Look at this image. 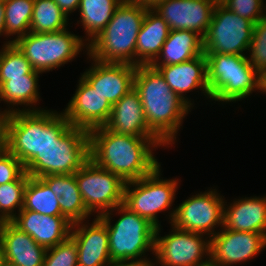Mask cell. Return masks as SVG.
Returning <instances> with one entry per match:
<instances>
[{
  "mask_svg": "<svg viewBox=\"0 0 266 266\" xmlns=\"http://www.w3.org/2000/svg\"><path fill=\"white\" fill-rule=\"evenodd\" d=\"M69 17L54 0H35L30 31L33 33H53L66 29Z\"/></svg>",
  "mask_w": 266,
  "mask_h": 266,
  "instance_id": "obj_31",
  "label": "cell"
},
{
  "mask_svg": "<svg viewBox=\"0 0 266 266\" xmlns=\"http://www.w3.org/2000/svg\"><path fill=\"white\" fill-rule=\"evenodd\" d=\"M220 2L230 11L252 21L254 24L266 16L264 0H222Z\"/></svg>",
  "mask_w": 266,
  "mask_h": 266,
  "instance_id": "obj_36",
  "label": "cell"
},
{
  "mask_svg": "<svg viewBox=\"0 0 266 266\" xmlns=\"http://www.w3.org/2000/svg\"><path fill=\"white\" fill-rule=\"evenodd\" d=\"M164 77L166 84L192 109L194 100L187 97L186 93L200 90L210 101L209 85L207 81V61L205 54H201L189 61L156 68ZM190 98V99H189ZM193 100V101H192ZM193 102V103H192Z\"/></svg>",
  "mask_w": 266,
  "mask_h": 266,
  "instance_id": "obj_18",
  "label": "cell"
},
{
  "mask_svg": "<svg viewBox=\"0 0 266 266\" xmlns=\"http://www.w3.org/2000/svg\"><path fill=\"white\" fill-rule=\"evenodd\" d=\"M42 266H78L75 240L69 236L63 242L47 249Z\"/></svg>",
  "mask_w": 266,
  "mask_h": 266,
  "instance_id": "obj_35",
  "label": "cell"
},
{
  "mask_svg": "<svg viewBox=\"0 0 266 266\" xmlns=\"http://www.w3.org/2000/svg\"><path fill=\"white\" fill-rule=\"evenodd\" d=\"M216 3V0H161L152 9L170 30H192L204 37Z\"/></svg>",
  "mask_w": 266,
  "mask_h": 266,
  "instance_id": "obj_15",
  "label": "cell"
},
{
  "mask_svg": "<svg viewBox=\"0 0 266 266\" xmlns=\"http://www.w3.org/2000/svg\"><path fill=\"white\" fill-rule=\"evenodd\" d=\"M24 172V165L3 145L0 146V185L16 181Z\"/></svg>",
  "mask_w": 266,
  "mask_h": 266,
  "instance_id": "obj_37",
  "label": "cell"
},
{
  "mask_svg": "<svg viewBox=\"0 0 266 266\" xmlns=\"http://www.w3.org/2000/svg\"><path fill=\"white\" fill-rule=\"evenodd\" d=\"M204 54L203 37L192 30H170L153 68L189 61Z\"/></svg>",
  "mask_w": 266,
  "mask_h": 266,
  "instance_id": "obj_27",
  "label": "cell"
},
{
  "mask_svg": "<svg viewBox=\"0 0 266 266\" xmlns=\"http://www.w3.org/2000/svg\"><path fill=\"white\" fill-rule=\"evenodd\" d=\"M149 7L123 0L101 33L88 44V54L104 63L135 65L136 40Z\"/></svg>",
  "mask_w": 266,
  "mask_h": 266,
  "instance_id": "obj_4",
  "label": "cell"
},
{
  "mask_svg": "<svg viewBox=\"0 0 266 266\" xmlns=\"http://www.w3.org/2000/svg\"><path fill=\"white\" fill-rule=\"evenodd\" d=\"M104 126L117 134L157 137L149 129L139 94L134 88L112 106L110 118Z\"/></svg>",
  "mask_w": 266,
  "mask_h": 266,
  "instance_id": "obj_23",
  "label": "cell"
},
{
  "mask_svg": "<svg viewBox=\"0 0 266 266\" xmlns=\"http://www.w3.org/2000/svg\"><path fill=\"white\" fill-rule=\"evenodd\" d=\"M224 203L223 227L239 232L261 233L266 236V195L234 199Z\"/></svg>",
  "mask_w": 266,
  "mask_h": 266,
  "instance_id": "obj_22",
  "label": "cell"
},
{
  "mask_svg": "<svg viewBox=\"0 0 266 266\" xmlns=\"http://www.w3.org/2000/svg\"><path fill=\"white\" fill-rule=\"evenodd\" d=\"M160 167L161 165L148 176L126 182L123 202L132 212L147 219L156 228L162 227L158 213L167 210H170L167 218L172 223L176 210L173 203L180 184L178 178L163 179Z\"/></svg>",
  "mask_w": 266,
  "mask_h": 266,
  "instance_id": "obj_9",
  "label": "cell"
},
{
  "mask_svg": "<svg viewBox=\"0 0 266 266\" xmlns=\"http://www.w3.org/2000/svg\"><path fill=\"white\" fill-rule=\"evenodd\" d=\"M70 236L75 240L78 266H110L109 240L106 225L98 218L72 224Z\"/></svg>",
  "mask_w": 266,
  "mask_h": 266,
  "instance_id": "obj_19",
  "label": "cell"
},
{
  "mask_svg": "<svg viewBox=\"0 0 266 266\" xmlns=\"http://www.w3.org/2000/svg\"><path fill=\"white\" fill-rule=\"evenodd\" d=\"M3 118L4 114L0 111V146H2Z\"/></svg>",
  "mask_w": 266,
  "mask_h": 266,
  "instance_id": "obj_43",
  "label": "cell"
},
{
  "mask_svg": "<svg viewBox=\"0 0 266 266\" xmlns=\"http://www.w3.org/2000/svg\"><path fill=\"white\" fill-rule=\"evenodd\" d=\"M35 0H7L4 5L5 12V37L8 45L16 42L20 37L30 32V24L33 16ZM15 35V38H13ZM12 38H11V37ZM12 39V40H10Z\"/></svg>",
  "mask_w": 266,
  "mask_h": 266,
  "instance_id": "obj_30",
  "label": "cell"
},
{
  "mask_svg": "<svg viewBox=\"0 0 266 266\" xmlns=\"http://www.w3.org/2000/svg\"><path fill=\"white\" fill-rule=\"evenodd\" d=\"M129 1L152 8L157 2L161 0H129Z\"/></svg>",
  "mask_w": 266,
  "mask_h": 266,
  "instance_id": "obj_42",
  "label": "cell"
},
{
  "mask_svg": "<svg viewBox=\"0 0 266 266\" xmlns=\"http://www.w3.org/2000/svg\"><path fill=\"white\" fill-rule=\"evenodd\" d=\"M62 112L17 111L3 118L2 145L24 166L70 126Z\"/></svg>",
  "mask_w": 266,
  "mask_h": 266,
  "instance_id": "obj_3",
  "label": "cell"
},
{
  "mask_svg": "<svg viewBox=\"0 0 266 266\" xmlns=\"http://www.w3.org/2000/svg\"><path fill=\"white\" fill-rule=\"evenodd\" d=\"M123 0H81L78 9V25L85 32L84 41L89 44L111 20L115 10Z\"/></svg>",
  "mask_w": 266,
  "mask_h": 266,
  "instance_id": "obj_28",
  "label": "cell"
},
{
  "mask_svg": "<svg viewBox=\"0 0 266 266\" xmlns=\"http://www.w3.org/2000/svg\"><path fill=\"white\" fill-rule=\"evenodd\" d=\"M207 61V81L212 101L235 103L258 91L259 72L247 56L204 53Z\"/></svg>",
  "mask_w": 266,
  "mask_h": 266,
  "instance_id": "obj_6",
  "label": "cell"
},
{
  "mask_svg": "<svg viewBox=\"0 0 266 266\" xmlns=\"http://www.w3.org/2000/svg\"><path fill=\"white\" fill-rule=\"evenodd\" d=\"M163 146L158 137L117 134L105 126L89 130L90 159L125 182L148 176L161 165L153 151Z\"/></svg>",
  "mask_w": 266,
  "mask_h": 266,
  "instance_id": "obj_1",
  "label": "cell"
},
{
  "mask_svg": "<svg viewBox=\"0 0 266 266\" xmlns=\"http://www.w3.org/2000/svg\"><path fill=\"white\" fill-rule=\"evenodd\" d=\"M7 0H0V4L3 5Z\"/></svg>",
  "mask_w": 266,
  "mask_h": 266,
  "instance_id": "obj_46",
  "label": "cell"
},
{
  "mask_svg": "<svg viewBox=\"0 0 266 266\" xmlns=\"http://www.w3.org/2000/svg\"><path fill=\"white\" fill-rule=\"evenodd\" d=\"M253 27L252 21L240 17L221 2H217L206 35L203 37L204 53L246 56Z\"/></svg>",
  "mask_w": 266,
  "mask_h": 266,
  "instance_id": "obj_12",
  "label": "cell"
},
{
  "mask_svg": "<svg viewBox=\"0 0 266 266\" xmlns=\"http://www.w3.org/2000/svg\"><path fill=\"white\" fill-rule=\"evenodd\" d=\"M246 55H248V61L258 72L266 70V16L254 24Z\"/></svg>",
  "mask_w": 266,
  "mask_h": 266,
  "instance_id": "obj_34",
  "label": "cell"
},
{
  "mask_svg": "<svg viewBox=\"0 0 266 266\" xmlns=\"http://www.w3.org/2000/svg\"><path fill=\"white\" fill-rule=\"evenodd\" d=\"M21 210H30L43 215L62 216L59 198L38 177H28Z\"/></svg>",
  "mask_w": 266,
  "mask_h": 266,
  "instance_id": "obj_29",
  "label": "cell"
},
{
  "mask_svg": "<svg viewBox=\"0 0 266 266\" xmlns=\"http://www.w3.org/2000/svg\"><path fill=\"white\" fill-rule=\"evenodd\" d=\"M170 28L152 8L146 10L136 40L135 66L151 65L159 56Z\"/></svg>",
  "mask_w": 266,
  "mask_h": 266,
  "instance_id": "obj_25",
  "label": "cell"
},
{
  "mask_svg": "<svg viewBox=\"0 0 266 266\" xmlns=\"http://www.w3.org/2000/svg\"><path fill=\"white\" fill-rule=\"evenodd\" d=\"M171 227L162 237L161 227L156 228L153 257L156 266H202L210 262L208 236Z\"/></svg>",
  "mask_w": 266,
  "mask_h": 266,
  "instance_id": "obj_10",
  "label": "cell"
},
{
  "mask_svg": "<svg viewBox=\"0 0 266 266\" xmlns=\"http://www.w3.org/2000/svg\"><path fill=\"white\" fill-rule=\"evenodd\" d=\"M111 215L120 217L114 223ZM98 218L107 227L112 262L147 260L150 259L146 256L147 252L154 255L156 227L147 219L132 212L124 204Z\"/></svg>",
  "mask_w": 266,
  "mask_h": 266,
  "instance_id": "obj_5",
  "label": "cell"
},
{
  "mask_svg": "<svg viewBox=\"0 0 266 266\" xmlns=\"http://www.w3.org/2000/svg\"><path fill=\"white\" fill-rule=\"evenodd\" d=\"M42 73L34 70L31 74L24 75V77H9L0 86V103L4 102L6 108L0 111L4 114H10L17 111H42L44 108L37 107L41 96L39 92V77ZM22 106L23 108H16ZM3 110V111H2Z\"/></svg>",
  "mask_w": 266,
  "mask_h": 266,
  "instance_id": "obj_24",
  "label": "cell"
},
{
  "mask_svg": "<svg viewBox=\"0 0 266 266\" xmlns=\"http://www.w3.org/2000/svg\"><path fill=\"white\" fill-rule=\"evenodd\" d=\"M134 89L139 94L149 129L168 148L173 147L192 108L171 90L164 77L151 65L137 66Z\"/></svg>",
  "mask_w": 266,
  "mask_h": 266,
  "instance_id": "obj_2",
  "label": "cell"
},
{
  "mask_svg": "<svg viewBox=\"0 0 266 266\" xmlns=\"http://www.w3.org/2000/svg\"><path fill=\"white\" fill-rule=\"evenodd\" d=\"M28 177L25 171L16 181L0 185V222L11 221L23 208Z\"/></svg>",
  "mask_w": 266,
  "mask_h": 266,
  "instance_id": "obj_32",
  "label": "cell"
},
{
  "mask_svg": "<svg viewBox=\"0 0 266 266\" xmlns=\"http://www.w3.org/2000/svg\"><path fill=\"white\" fill-rule=\"evenodd\" d=\"M257 92H260L261 94L262 93L266 94V70L260 71L258 74V91Z\"/></svg>",
  "mask_w": 266,
  "mask_h": 266,
  "instance_id": "obj_40",
  "label": "cell"
},
{
  "mask_svg": "<svg viewBox=\"0 0 266 266\" xmlns=\"http://www.w3.org/2000/svg\"><path fill=\"white\" fill-rule=\"evenodd\" d=\"M1 266H10V265H7V264L3 263Z\"/></svg>",
  "mask_w": 266,
  "mask_h": 266,
  "instance_id": "obj_47",
  "label": "cell"
},
{
  "mask_svg": "<svg viewBox=\"0 0 266 266\" xmlns=\"http://www.w3.org/2000/svg\"><path fill=\"white\" fill-rule=\"evenodd\" d=\"M3 263L10 266H42L47 249L11 221L0 222Z\"/></svg>",
  "mask_w": 266,
  "mask_h": 266,
  "instance_id": "obj_20",
  "label": "cell"
},
{
  "mask_svg": "<svg viewBox=\"0 0 266 266\" xmlns=\"http://www.w3.org/2000/svg\"><path fill=\"white\" fill-rule=\"evenodd\" d=\"M66 106L62 113L70 124L88 131L104 126L112 110V105L106 98L94 90L82 76L79 77L75 94Z\"/></svg>",
  "mask_w": 266,
  "mask_h": 266,
  "instance_id": "obj_16",
  "label": "cell"
},
{
  "mask_svg": "<svg viewBox=\"0 0 266 266\" xmlns=\"http://www.w3.org/2000/svg\"><path fill=\"white\" fill-rule=\"evenodd\" d=\"M34 71L31 63L14 43L0 49V86L9 77H24Z\"/></svg>",
  "mask_w": 266,
  "mask_h": 266,
  "instance_id": "obj_33",
  "label": "cell"
},
{
  "mask_svg": "<svg viewBox=\"0 0 266 266\" xmlns=\"http://www.w3.org/2000/svg\"><path fill=\"white\" fill-rule=\"evenodd\" d=\"M62 11L69 17L79 9L81 0H54Z\"/></svg>",
  "mask_w": 266,
  "mask_h": 266,
  "instance_id": "obj_38",
  "label": "cell"
},
{
  "mask_svg": "<svg viewBox=\"0 0 266 266\" xmlns=\"http://www.w3.org/2000/svg\"><path fill=\"white\" fill-rule=\"evenodd\" d=\"M3 264V257H2V249H1V242H0V266Z\"/></svg>",
  "mask_w": 266,
  "mask_h": 266,
  "instance_id": "obj_44",
  "label": "cell"
},
{
  "mask_svg": "<svg viewBox=\"0 0 266 266\" xmlns=\"http://www.w3.org/2000/svg\"><path fill=\"white\" fill-rule=\"evenodd\" d=\"M75 178L86 209L92 215L97 213L95 217L123 204L126 182L91 159L75 173Z\"/></svg>",
  "mask_w": 266,
  "mask_h": 266,
  "instance_id": "obj_11",
  "label": "cell"
},
{
  "mask_svg": "<svg viewBox=\"0 0 266 266\" xmlns=\"http://www.w3.org/2000/svg\"><path fill=\"white\" fill-rule=\"evenodd\" d=\"M0 36H5V12L4 5L0 4Z\"/></svg>",
  "mask_w": 266,
  "mask_h": 266,
  "instance_id": "obj_41",
  "label": "cell"
},
{
  "mask_svg": "<svg viewBox=\"0 0 266 266\" xmlns=\"http://www.w3.org/2000/svg\"><path fill=\"white\" fill-rule=\"evenodd\" d=\"M59 198L62 216L70 223L86 221L92 215L83 202L74 174L40 177Z\"/></svg>",
  "mask_w": 266,
  "mask_h": 266,
  "instance_id": "obj_26",
  "label": "cell"
},
{
  "mask_svg": "<svg viewBox=\"0 0 266 266\" xmlns=\"http://www.w3.org/2000/svg\"><path fill=\"white\" fill-rule=\"evenodd\" d=\"M218 192L211 187L188 197L176 206L170 225L184 231L204 234L211 239L223 227L225 197ZM218 227L220 229L217 231Z\"/></svg>",
  "mask_w": 266,
  "mask_h": 266,
  "instance_id": "obj_13",
  "label": "cell"
},
{
  "mask_svg": "<svg viewBox=\"0 0 266 266\" xmlns=\"http://www.w3.org/2000/svg\"><path fill=\"white\" fill-rule=\"evenodd\" d=\"M89 159V131L70 125L58 142L44 146L24 167L30 177L74 174Z\"/></svg>",
  "mask_w": 266,
  "mask_h": 266,
  "instance_id": "obj_7",
  "label": "cell"
},
{
  "mask_svg": "<svg viewBox=\"0 0 266 266\" xmlns=\"http://www.w3.org/2000/svg\"><path fill=\"white\" fill-rule=\"evenodd\" d=\"M152 260L112 262L110 266H156L154 258Z\"/></svg>",
  "mask_w": 266,
  "mask_h": 266,
  "instance_id": "obj_39",
  "label": "cell"
},
{
  "mask_svg": "<svg viewBox=\"0 0 266 266\" xmlns=\"http://www.w3.org/2000/svg\"><path fill=\"white\" fill-rule=\"evenodd\" d=\"M14 44L25 55L34 70L47 73L76 59L88 44L82 36L73 34L69 28L53 33L29 32Z\"/></svg>",
  "mask_w": 266,
  "mask_h": 266,
  "instance_id": "obj_8",
  "label": "cell"
},
{
  "mask_svg": "<svg viewBox=\"0 0 266 266\" xmlns=\"http://www.w3.org/2000/svg\"><path fill=\"white\" fill-rule=\"evenodd\" d=\"M87 56L92 64L81 76L112 106L134 88L137 66L127 63H104L94 60L88 54Z\"/></svg>",
  "mask_w": 266,
  "mask_h": 266,
  "instance_id": "obj_17",
  "label": "cell"
},
{
  "mask_svg": "<svg viewBox=\"0 0 266 266\" xmlns=\"http://www.w3.org/2000/svg\"><path fill=\"white\" fill-rule=\"evenodd\" d=\"M11 222L45 249L66 240L72 227L64 216L43 215L30 210H21Z\"/></svg>",
  "mask_w": 266,
  "mask_h": 266,
  "instance_id": "obj_21",
  "label": "cell"
},
{
  "mask_svg": "<svg viewBox=\"0 0 266 266\" xmlns=\"http://www.w3.org/2000/svg\"><path fill=\"white\" fill-rule=\"evenodd\" d=\"M210 261L217 266H234L248 262L266 248L261 233L219 230L211 239Z\"/></svg>",
  "mask_w": 266,
  "mask_h": 266,
  "instance_id": "obj_14",
  "label": "cell"
},
{
  "mask_svg": "<svg viewBox=\"0 0 266 266\" xmlns=\"http://www.w3.org/2000/svg\"><path fill=\"white\" fill-rule=\"evenodd\" d=\"M202 266H217V265L213 264V263L210 261L209 263H207V264H205V265H202Z\"/></svg>",
  "mask_w": 266,
  "mask_h": 266,
  "instance_id": "obj_45",
  "label": "cell"
}]
</instances>
